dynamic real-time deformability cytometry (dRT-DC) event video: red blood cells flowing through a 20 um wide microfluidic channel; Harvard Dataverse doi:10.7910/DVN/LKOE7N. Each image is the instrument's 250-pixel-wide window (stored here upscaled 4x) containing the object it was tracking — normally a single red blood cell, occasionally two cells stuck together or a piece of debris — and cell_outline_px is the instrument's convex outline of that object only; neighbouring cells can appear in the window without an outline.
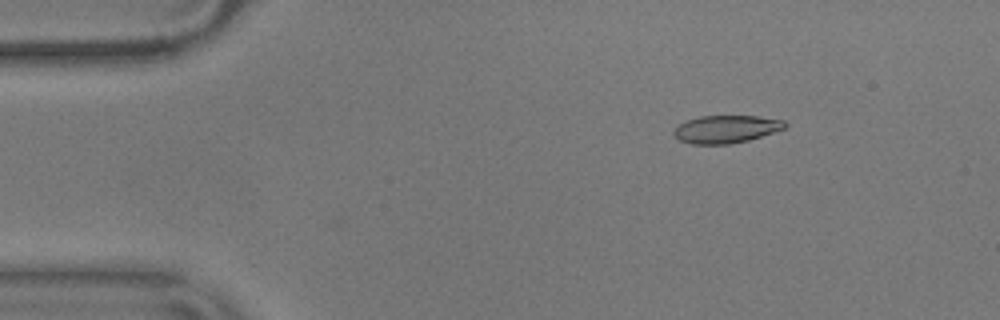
{"species": "common noctule bat (a hibernating species)", "species_latin": "Nyctalus noctula", "temperature_condition": "warm", "stored_images_in_passage": 16, "camera_frame_rate_fps": 3000, "um_per_image_px": 0.085, "animal": {"sex": "male", "body_mass_g": 17.9}, "frame": {"image": 1, "passage_image": 8, "time_ms": 2.333, "image_size_px": [1000, 320], "cell_outline_px": [[788, 124], [784, 128], [748, 140], [728, 144], [692, 144], [680, 140], [672, 136], [672, 132], [680, 124], [688, 120], [700, 116], [760, 116], [784, 120]], "centroid_in_image_um": [61.7, 10.97], "position_along_channel_um": 23.3, "area_um2": 17.8}}